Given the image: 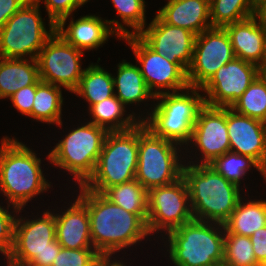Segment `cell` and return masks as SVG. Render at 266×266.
<instances>
[{"label": "cell", "mask_w": 266, "mask_h": 266, "mask_svg": "<svg viewBox=\"0 0 266 266\" xmlns=\"http://www.w3.org/2000/svg\"><path fill=\"white\" fill-rule=\"evenodd\" d=\"M138 163V125L125 131L108 132L95 170L82 185L94 192L135 179Z\"/></svg>", "instance_id": "obj_6"}, {"label": "cell", "mask_w": 266, "mask_h": 266, "mask_svg": "<svg viewBox=\"0 0 266 266\" xmlns=\"http://www.w3.org/2000/svg\"><path fill=\"white\" fill-rule=\"evenodd\" d=\"M257 263L266 266V226L259 228L250 237Z\"/></svg>", "instance_id": "obj_39"}, {"label": "cell", "mask_w": 266, "mask_h": 266, "mask_svg": "<svg viewBox=\"0 0 266 266\" xmlns=\"http://www.w3.org/2000/svg\"><path fill=\"white\" fill-rule=\"evenodd\" d=\"M260 74L266 80V62H262V66L260 67Z\"/></svg>", "instance_id": "obj_43"}, {"label": "cell", "mask_w": 266, "mask_h": 266, "mask_svg": "<svg viewBox=\"0 0 266 266\" xmlns=\"http://www.w3.org/2000/svg\"><path fill=\"white\" fill-rule=\"evenodd\" d=\"M138 36L156 53L178 64L186 73L192 62L196 35L163 22L157 15Z\"/></svg>", "instance_id": "obj_16"}, {"label": "cell", "mask_w": 266, "mask_h": 266, "mask_svg": "<svg viewBox=\"0 0 266 266\" xmlns=\"http://www.w3.org/2000/svg\"><path fill=\"white\" fill-rule=\"evenodd\" d=\"M122 22L131 27L130 35H138L147 25L144 0H111Z\"/></svg>", "instance_id": "obj_34"}, {"label": "cell", "mask_w": 266, "mask_h": 266, "mask_svg": "<svg viewBox=\"0 0 266 266\" xmlns=\"http://www.w3.org/2000/svg\"><path fill=\"white\" fill-rule=\"evenodd\" d=\"M77 197L88 210L93 248L101 256H111L150 235L148 214H134L115 205L102 193L79 186Z\"/></svg>", "instance_id": "obj_1"}, {"label": "cell", "mask_w": 266, "mask_h": 266, "mask_svg": "<svg viewBox=\"0 0 266 266\" xmlns=\"http://www.w3.org/2000/svg\"><path fill=\"white\" fill-rule=\"evenodd\" d=\"M224 28L235 56L260 68L265 54L266 26L252 16Z\"/></svg>", "instance_id": "obj_20"}, {"label": "cell", "mask_w": 266, "mask_h": 266, "mask_svg": "<svg viewBox=\"0 0 266 266\" xmlns=\"http://www.w3.org/2000/svg\"><path fill=\"white\" fill-rule=\"evenodd\" d=\"M199 90L200 88L189 86L185 93L183 90L182 93L168 90L156 96L154 99L159 102L155 104L150 117H144L141 121L155 136L172 141L180 147L183 144L188 146L198 112L205 105L204 96L200 95Z\"/></svg>", "instance_id": "obj_5"}, {"label": "cell", "mask_w": 266, "mask_h": 266, "mask_svg": "<svg viewBox=\"0 0 266 266\" xmlns=\"http://www.w3.org/2000/svg\"><path fill=\"white\" fill-rule=\"evenodd\" d=\"M8 209L0 206V252L9 257L14 244L16 218Z\"/></svg>", "instance_id": "obj_37"}, {"label": "cell", "mask_w": 266, "mask_h": 266, "mask_svg": "<svg viewBox=\"0 0 266 266\" xmlns=\"http://www.w3.org/2000/svg\"><path fill=\"white\" fill-rule=\"evenodd\" d=\"M41 3L42 0H36ZM49 16V26L65 28L66 20L80 6L84 5V0H44Z\"/></svg>", "instance_id": "obj_36"}, {"label": "cell", "mask_w": 266, "mask_h": 266, "mask_svg": "<svg viewBox=\"0 0 266 266\" xmlns=\"http://www.w3.org/2000/svg\"><path fill=\"white\" fill-rule=\"evenodd\" d=\"M147 200L149 234L163 229L168 233L194 219L183 177L173 184L151 188Z\"/></svg>", "instance_id": "obj_12"}, {"label": "cell", "mask_w": 266, "mask_h": 266, "mask_svg": "<svg viewBox=\"0 0 266 266\" xmlns=\"http://www.w3.org/2000/svg\"><path fill=\"white\" fill-rule=\"evenodd\" d=\"M191 142L202 153L201 163L198 165H209L219 156L229 152L227 107L204 105L198 112Z\"/></svg>", "instance_id": "obj_17"}, {"label": "cell", "mask_w": 266, "mask_h": 266, "mask_svg": "<svg viewBox=\"0 0 266 266\" xmlns=\"http://www.w3.org/2000/svg\"><path fill=\"white\" fill-rule=\"evenodd\" d=\"M101 255L94 248H61L51 266H97Z\"/></svg>", "instance_id": "obj_35"}, {"label": "cell", "mask_w": 266, "mask_h": 266, "mask_svg": "<svg viewBox=\"0 0 266 266\" xmlns=\"http://www.w3.org/2000/svg\"><path fill=\"white\" fill-rule=\"evenodd\" d=\"M113 77V84L116 87L115 96L124 104L143 102L155 96L149 91L139 66L123 60L118 64L117 77Z\"/></svg>", "instance_id": "obj_25"}, {"label": "cell", "mask_w": 266, "mask_h": 266, "mask_svg": "<svg viewBox=\"0 0 266 266\" xmlns=\"http://www.w3.org/2000/svg\"><path fill=\"white\" fill-rule=\"evenodd\" d=\"M107 199L134 214H148V191L136 180L107 188Z\"/></svg>", "instance_id": "obj_29"}, {"label": "cell", "mask_w": 266, "mask_h": 266, "mask_svg": "<svg viewBox=\"0 0 266 266\" xmlns=\"http://www.w3.org/2000/svg\"><path fill=\"white\" fill-rule=\"evenodd\" d=\"M178 147V149L176 148ZM178 144L155 136L141 121L138 124V163L135 179L148 191L182 178Z\"/></svg>", "instance_id": "obj_7"}, {"label": "cell", "mask_w": 266, "mask_h": 266, "mask_svg": "<svg viewBox=\"0 0 266 266\" xmlns=\"http://www.w3.org/2000/svg\"><path fill=\"white\" fill-rule=\"evenodd\" d=\"M230 151L252 157L266 170V123L227 107Z\"/></svg>", "instance_id": "obj_18"}, {"label": "cell", "mask_w": 266, "mask_h": 266, "mask_svg": "<svg viewBox=\"0 0 266 266\" xmlns=\"http://www.w3.org/2000/svg\"><path fill=\"white\" fill-rule=\"evenodd\" d=\"M114 88L112 74L92 63L85 68L78 87L72 93L84 98L90 108L93 104L115 95Z\"/></svg>", "instance_id": "obj_27"}, {"label": "cell", "mask_w": 266, "mask_h": 266, "mask_svg": "<svg viewBox=\"0 0 266 266\" xmlns=\"http://www.w3.org/2000/svg\"><path fill=\"white\" fill-rule=\"evenodd\" d=\"M88 110L93 117L91 123L108 132L129 130L141 122V119H136L133 114L123 117L125 105L115 95L93 104Z\"/></svg>", "instance_id": "obj_26"}, {"label": "cell", "mask_w": 266, "mask_h": 266, "mask_svg": "<svg viewBox=\"0 0 266 266\" xmlns=\"http://www.w3.org/2000/svg\"><path fill=\"white\" fill-rule=\"evenodd\" d=\"M259 74L260 68L257 65L235 57L219 68L201 88L208 96L206 98L204 94L205 105L231 107Z\"/></svg>", "instance_id": "obj_15"}, {"label": "cell", "mask_w": 266, "mask_h": 266, "mask_svg": "<svg viewBox=\"0 0 266 266\" xmlns=\"http://www.w3.org/2000/svg\"><path fill=\"white\" fill-rule=\"evenodd\" d=\"M209 165L226 180L238 186H240L239 183H241V178L245 176L251 167L256 168L266 181V170L255 159L246 155H240L229 151L216 158Z\"/></svg>", "instance_id": "obj_32"}, {"label": "cell", "mask_w": 266, "mask_h": 266, "mask_svg": "<svg viewBox=\"0 0 266 266\" xmlns=\"http://www.w3.org/2000/svg\"><path fill=\"white\" fill-rule=\"evenodd\" d=\"M40 4L28 0L3 26L0 31V57L7 59H36L48 39L56 32L49 31L40 16ZM28 54V55H27Z\"/></svg>", "instance_id": "obj_10"}, {"label": "cell", "mask_w": 266, "mask_h": 266, "mask_svg": "<svg viewBox=\"0 0 266 266\" xmlns=\"http://www.w3.org/2000/svg\"><path fill=\"white\" fill-rule=\"evenodd\" d=\"M256 0H210L212 27L224 28L255 15Z\"/></svg>", "instance_id": "obj_30"}, {"label": "cell", "mask_w": 266, "mask_h": 266, "mask_svg": "<svg viewBox=\"0 0 266 266\" xmlns=\"http://www.w3.org/2000/svg\"><path fill=\"white\" fill-rule=\"evenodd\" d=\"M236 56L230 37L221 27H211L196 36L192 62L187 69L190 87L202 88L222 66Z\"/></svg>", "instance_id": "obj_13"}, {"label": "cell", "mask_w": 266, "mask_h": 266, "mask_svg": "<svg viewBox=\"0 0 266 266\" xmlns=\"http://www.w3.org/2000/svg\"><path fill=\"white\" fill-rule=\"evenodd\" d=\"M61 248L56 239L55 214L45 211L35 220L16 218L14 244L6 259L8 266H51Z\"/></svg>", "instance_id": "obj_8"}, {"label": "cell", "mask_w": 266, "mask_h": 266, "mask_svg": "<svg viewBox=\"0 0 266 266\" xmlns=\"http://www.w3.org/2000/svg\"><path fill=\"white\" fill-rule=\"evenodd\" d=\"M110 257H112V256H101L99 261H98L97 266H126V265H124L123 262L122 263L120 261L117 262L116 259H115V262L111 261Z\"/></svg>", "instance_id": "obj_42"}, {"label": "cell", "mask_w": 266, "mask_h": 266, "mask_svg": "<svg viewBox=\"0 0 266 266\" xmlns=\"http://www.w3.org/2000/svg\"><path fill=\"white\" fill-rule=\"evenodd\" d=\"M254 16L266 26V0L257 1Z\"/></svg>", "instance_id": "obj_41"}, {"label": "cell", "mask_w": 266, "mask_h": 266, "mask_svg": "<svg viewBox=\"0 0 266 266\" xmlns=\"http://www.w3.org/2000/svg\"><path fill=\"white\" fill-rule=\"evenodd\" d=\"M156 14L163 22L185 28L196 36L212 27L210 0H167Z\"/></svg>", "instance_id": "obj_22"}, {"label": "cell", "mask_w": 266, "mask_h": 266, "mask_svg": "<svg viewBox=\"0 0 266 266\" xmlns=\"http://www.w3.org/2000/svg\"><path fill=\"white\" fill-rule=\"evenodd\" d=\"M262 62H266V41H265V54Z\"/></svg>", "instance_id": "obj_44"}, {"label": "cell", "mask_w": 266, "mask_h": 266, "mask_svg": "<svg viewBox=\"0 0 266 266\" xmlns=\"http://www.w3.org/2000/svg\"><path fill=\"white\" fill-rule=\"evenodd\" d=\"M69 132L47 158L56 167L74 175L80 186L93 174L108 131L88 122Z\"/></svg>", "instance_id": "obj_9"}, {"label": "cell", "mask_w": 266, "mask_h": 266, "mask_svg": "<svg viewBox=\"0 0 266 266\" xmlns=\"http://www.w3.org/2000/svg\"><path fill=\"white\" fill-rule=\"evenodd\" d=\"M222 266H260L255 258L250 237L225 233Z\"/></svg>", "instance_id": "obj_33"}, {"label": "cell", "mask_w": 266, "mask_h": 266, "mask_svg": "<svg viewBox=\"0 0 266 266\" xmlns=\"http://www.w3.org/2000/svg\"><path fill=\"white\" fill-rule=\"evenodd\" d=\"M122 39L126 40L133 50L137 63L141 65L139 69L146 86L155 97L168 89L177 92L185 91L189 87L187 73L178 64L152 50L138 35H129Z\"/></svg>", "instance_id": "obj_14"}, {"label": "cell", "mask_w": 266, "mask_h": 266, "mask_svg": "<svg viewBox=\"0 0 266 266\" xmlns=\"http://www.w3.org/2000/svg\"><path fill=\"white\" fill-rule=\"evenodd\" d=\"M28 0H0V31Z\"/></svg>", "instance_id": "obj_40"}, {"label": "cell", "mask_w": 266, "mask_h": 266, "mask_svg": "<svg viewBox=\"0 0 266 266\" xmlns=\"http://www.w3.org/2000/svg\"><path fill=\"white\" fill-rule=\"evenodd\" d=\"M36 59H7L0 57V99L8 98L39 80Z\"/></svg>", "instance_id": "obj_23"}, {"label": "cell", "mask_w": 266, "mask_h": 266, "mask_svg": "<svg viewBox=\"0 0 266 266\" xmlns=\"http://www.w3.org/2000/svg\"><path fill=\"white\" fill-rule=\"evenodd\" d=\"M56 32L81 51L102 46L112 34L119 38L130 35V31L117 20L104 21L95 15L82 16L76 21L72 17L66 29L56 28Z\"/></svg>", "instance_id": "obj_19"}, {"label": "cell", "mask_w": 266, "mask_h": 266, "mask_svg": "<svg viewBox=\"0 0 266 266\" xmlns=\"http://www.w3.org/2000/svg\"><path fill=\"white\" fill-rule=\"evenodd\" d=\"M56 239L63 248H93L87 207L77 198L70 207L55 214Z\"/></svg>", "instance_id": "obj_21"}, {"label": "cell", "mask_w": 266, "mask_h": 266, "mask_svg": "<svg viewBox=\"0 0 266 266\" xmlns=\"http://www.w3.org/2000/svg\"><path fill=\"white\" fill-rule=\"evenodd\" d=\"M4 137L0 148V191L7 197L9 209L21 212L27 202L47 191L50 183L44 178L41 159L17 139Z\"/></svg>", "instance_id": "obj_2"}, {"label": "cell", "mask_w": 266, "mask_h": 266, "mask_svg": "<svg viewBox=\"0 0 266 266\" xmlns=\"http://www.w3.org/2000/svg\"><path fill=\"white\" fill-rule=\"evenodd\" d=\"M25 266H43V265H25Z\"/></svg>", "instance_id": "obj_45"}, {"label": "cell", "mask_w": 266, "mask_h": 266, "mask_svg": "<svg viewBox=\"0 0 266 266\" xmlns=\"http://www.w3.org/2000/svg\"><path fill=\"white\" fill-rule=\"evenodd\" d=\"M230 108L239 114L266 122V80L261 74Z\"/></svg>", "instance_id": "obj_31"}, {"label": "cell", "mask_w": 266, "mask_h": 266, "mask_svg": "<svg viewBox=\"0 0 266 266\" xmlns=\"http://www.w3.org/2000/svg\"><path fill=\"white\" fill-rule=\"evenodd\" d=\"M84 52L70 45L55 32L40 50L36 60L42 82L63 86L73 92L79 85L84 70L81 57Z\"/></svg>", "instance_id": "obj_11"}, {"label": "cell", "mask_w": 266, "mask_h": 266, "mask_svg": "<svg viewBox=\"0 0 266 266\" xmlns=\"http://www.w3.org/2000/svg\"><path fill=\"white\" fill-rule=\"evenodd\" d=\"M41 82L42 81L39 79L34 85L21 88L9 97L13 106L20 111L21 114L32 118V106L36 94V87Z\"/></svg>", "instance_id": "obj_38"}, {"label": "cell", "mask_w": 266, "mask_h": 266, "mask_svg": "<svg viewBox=\"0 0 266 266\" xmlns=\"http://www.w3.org/2000/svg\"><path fill=\"white\" fill-rule=\"evenodd\" d=\"M188 163L189 166H183L182 177L188 188L193 218L223 224L242 198L240 186L226 180L210 165Z\"/></svg>", "instance_id": "obj_3"}, {"label": "cell", "mask_w": 266, "mask_h": 266, "mask_svg": "<svg viewBox=\"0 0 266 266\" xmlns=\"http://www.w3.org/2000/svg\"><path fill=\"white\" fill-rule=\"evenodd\" d=\"M239 200L231 216L223 223L225 233L251 237L266 226V200Z\"/></svg>", "instance_id": "obj_24"}, {"label": "cell", "mask_w": 266, "mask_h": 266, "mask_svg": "<svg viewBox=\"0 0 266 266\" xmlns=\"http://www.w3.org/2000/svg\"><path fill=\"white\" fill-rule=\"evenodd\" d=\"M63 97L60 86L41 82L36 87L32 118L40 122L62 126Z\"/></svg>", "instance_id": "obj_28"}, {"label": "cell", "mask_w": 266, "mask_h": 266, "mask_svg": "<svg viewBox=\"0 0 266 266\" xmlns=\"http://www.w3.org/2000/svg\"><path fill=\"white\" fill-rule=\"evenodd\" d=\"M222 229L224 230V226L221 223L211 222L210 224L208 221L193 219L168 232L169 257L173 264L175 266H222L225 239V231Z\"/></svg>", "instance_id": "obj_4"}]
</instances>
